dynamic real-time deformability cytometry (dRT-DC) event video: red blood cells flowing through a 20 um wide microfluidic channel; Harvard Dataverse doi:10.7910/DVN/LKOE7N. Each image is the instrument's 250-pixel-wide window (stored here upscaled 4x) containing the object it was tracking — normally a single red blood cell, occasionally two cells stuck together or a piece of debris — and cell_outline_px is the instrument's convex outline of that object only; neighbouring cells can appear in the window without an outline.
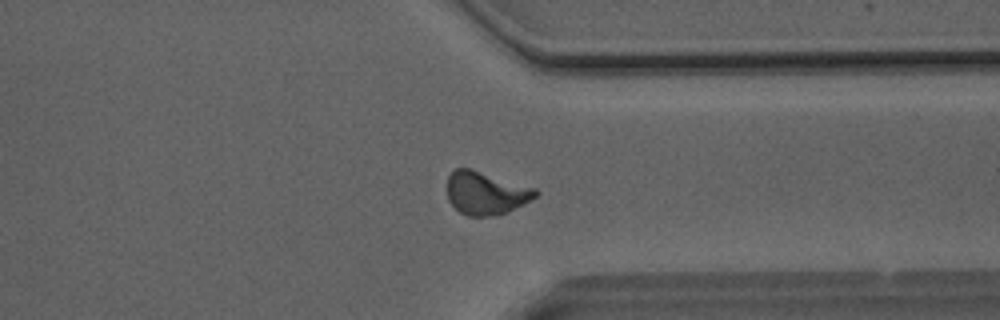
{"species": "Egyptian fruit bat (a non-hibernating species)", "species_latin": "Rousettus aegyptiacus", "temperature_condition": "room temperature", "stored_images_in_passage": 49, "camera_frame_rate_fps": 3000, "um_per_image_px": 0.085, "animal": {"sex": "male"}, "frame": {"image": 1, "passage_image": 38, "time_ms": 12.333, "image_size_px": [1000, 320], "cell_outline_px": [[540, 192], [536, 196], [508, 212], [496, 216], [468, 216], [460, 212], [448, 200], [448, 176], [456, 168], [468, 168], [536, 188]], "centroid_in_image_um": [41.3, 16.42], "position_along_channel_um": 370.1, "area_um2": 21.91}}
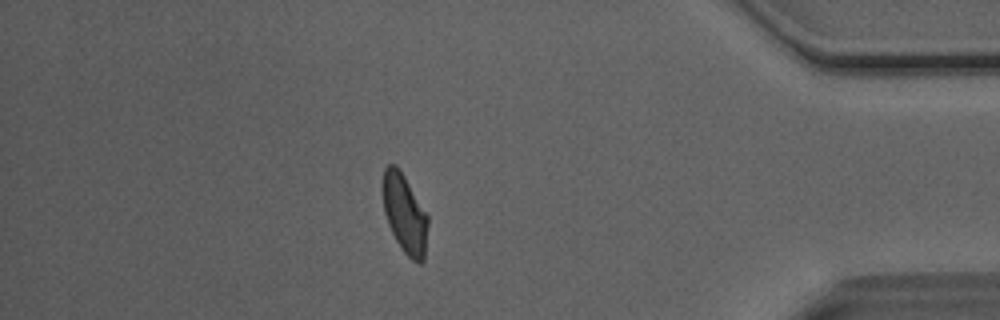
{"frame": {"image": 2, "passage_image": 43, "time_ms": 14.0, "image_size_px": [1000, 320], "cell_outline_px": [[428, 224], [424, 260], [420, 264], [412, 260], [400, 248], [388, 224], [384, 212], [380, 184], [384, 168], [388, 164], [396, 164], [404, 176], [428, 216]], "centroid_in_image_um": [34.36, 18.14], "position_along_channel_um": 400.8, "area_um2": 21.04}, "authors_computed_cell_mechanics": {"area_um2": 21.6172, "velocity_mm_per_s": 4.0799, "shape_relaxation_time_tau1_ms": 6.5895, "shape_relaxation_time_tau2_ms": 1.6939, "deformation_change_tau1": 0.1728, "deformation_change_tau2": 0.0806}}